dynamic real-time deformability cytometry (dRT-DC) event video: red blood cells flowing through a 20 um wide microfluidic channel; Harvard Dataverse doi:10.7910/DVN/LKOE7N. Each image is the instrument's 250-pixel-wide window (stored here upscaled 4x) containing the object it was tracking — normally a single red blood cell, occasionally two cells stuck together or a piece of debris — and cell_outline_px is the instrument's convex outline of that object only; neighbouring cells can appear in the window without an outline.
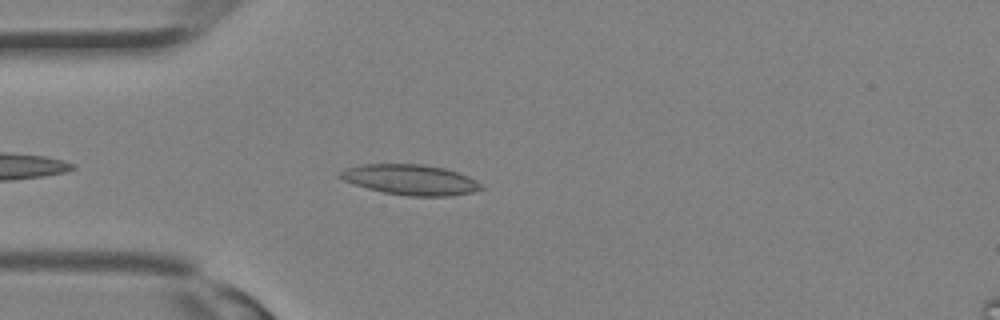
{"species": "Egyptian fruit bat (a non-hibernating species)", "species_latin": "Rousettus aegyptiacus", "temperature_condition": "room temperature", "stored_images_in_passage": 24, "camera_frame_rate_fps": 3000, "um_per_image_px": 0.085, "animal": {"sex": "female"}, "frame": {"image": 1, "passage_image": 3, "time_ms": 0.667, "image_size_px": [1000, 320], "cell_outline_px": [[484, 188], [472, 192], [452, 196], [408, 196], [384, 192], [368, 188], [344, 180], [336, 176], [344, 168], [360, 164], [424, 164], [444, 168], [468, 176], [476, 180]], "centroid_in_image_um": [34.88, 15.27], "position_along_channel_um": 50.1, "area_um2": 24.91}}
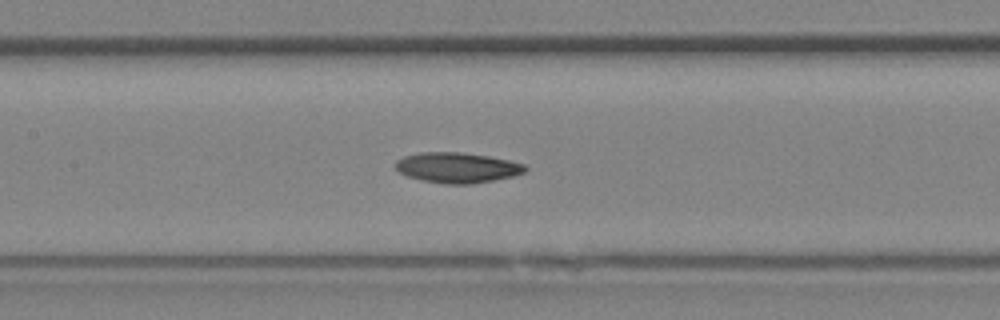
{"frame": {"image": 2, "passage_image": 9, "time_ms": 2.667, "image_size_px": [1000, 320], "cell_outline_px": [[528, 168], [524, 172], [512, 176], [492, 180], [468, 184], [444, 184], [424, 180], [408, 176], [400, 172], [396, 168], [396, 160], [404, 156], [420, 152], [460, 152], [488, 156], [508, 160], [524, 164]], "centroid_in_image_um": [38.85, 14.24], "position_along_channel_um": 168.5, "area_um2": 22.66}}
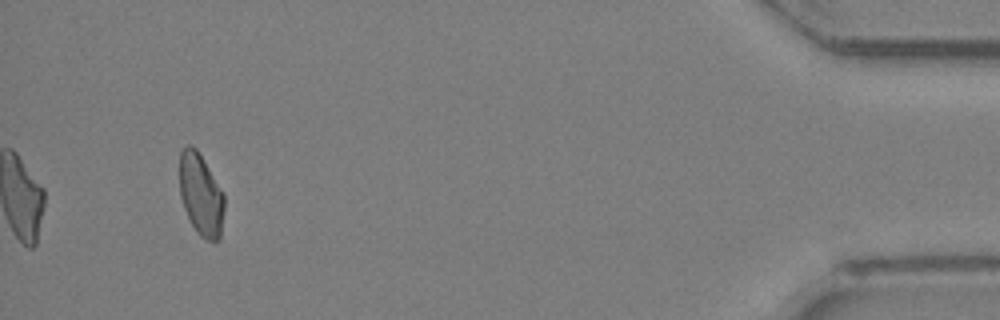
{"frame": {"image": 3, "passage_image": 24, "time_ms": 7.667, "image_size_px": [1000, 320], "cell_outline_px": [[224, 208], [220, 240], [216, 244], [200, 236], [196, 232], [184, 208], [180, 196], [180, 152], [188, 144], [192, 144], [196, 148], [224, 192]], "centroid_in_image_um": [17.09, 16.57], "position_along_channel_um": 418.1, "area_um2": 21.56}}